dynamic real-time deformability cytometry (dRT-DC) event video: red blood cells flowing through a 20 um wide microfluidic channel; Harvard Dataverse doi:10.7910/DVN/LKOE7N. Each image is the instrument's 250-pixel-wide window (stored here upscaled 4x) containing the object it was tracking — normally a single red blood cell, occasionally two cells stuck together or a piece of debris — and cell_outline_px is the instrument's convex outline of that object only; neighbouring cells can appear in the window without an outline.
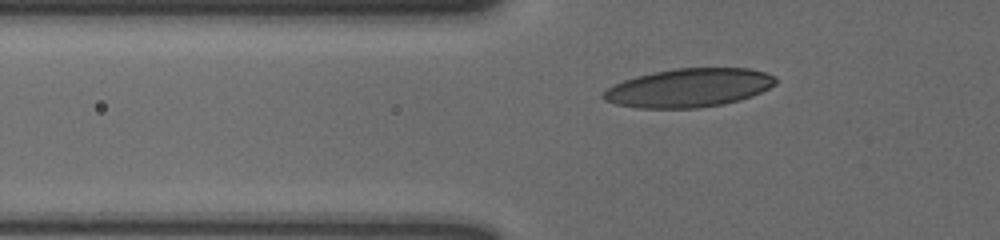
{"species": "human", "species_latin": "Homo sapiens", "temperature_condition": "cold", "stored_images_in_passage": 12, "camera_frame_rate_fps": 3000, "um_per_image_px": 0.085, "donor": {"sex": "male"}, "frame": {"image": 1, "passage_image": 4, "time_ms": 1.0, "image_size_px": [1000, 240], "cell_outline_px": [[776, 84], [752, 96], [740, 100], [724, 104], [700, 108], [640, 108], [616, 104], [604, 100], [600, 96], [608, 88], [624, 80], [636, 76], [676, 68], [748, 68], [764, 72], [776, 76]], "centroid_in_image_um": [58.57, 7.47], "position_along_channel_um": 67.2, "area_um2": 38.67}}
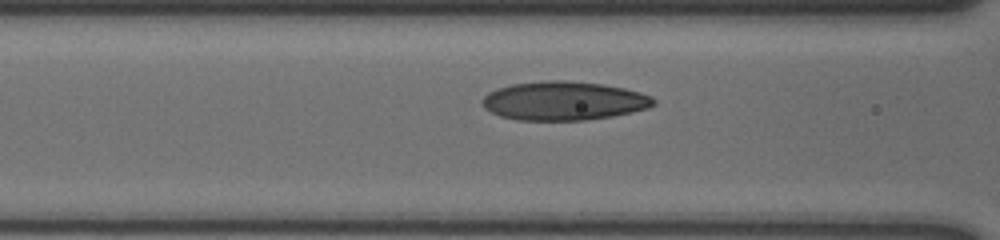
{"frame": {"image": 2, "passage_image": 9, "time_ms": 2.667, "image_size_px": [1000, 240], "cell_outline_px": [[656, 104], [648, 108], [612, 116], [584, 120], [516, 120], [500, 116], [484, 108], [480, 100], [488, 92], [496, 88], [512, 84], [544, 80], [568, 80], [604, 84], [624, 88], [640, 92], [652, 96], [656, 100]], "centroid_in_image_um": [47.91, 8.56], "position_along_channel_um": 118.7, "area_um2": 39.02}}
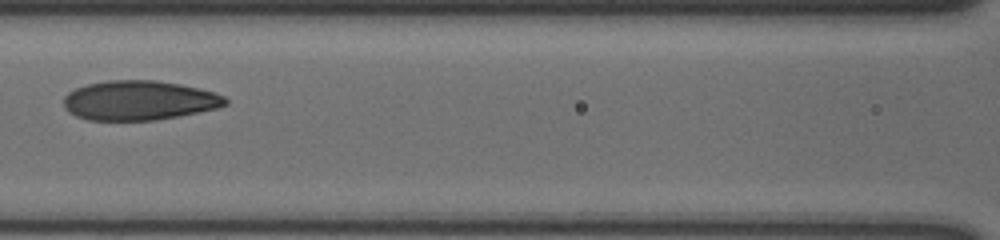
{"frame": {"image": 3, "passage_image": 11, "time_ms": 3.333, "image_size_px": [1000, 240], "cell_outline_px": [[228, 104], [216, 108], [180, 116], [156, 120], [88, 120], [76, 116], [68, 112], [64, 108], [64, 96], [68, 92], [76, 88], [88, 84], [108, 80], [156, 80], [180, 84], [200, 88], [224, 96], [228, 100]], "centroid_in_image_um": [11.81, 8.53], "position_along_channel_um": 154.8, "area_um2": 37.34}}